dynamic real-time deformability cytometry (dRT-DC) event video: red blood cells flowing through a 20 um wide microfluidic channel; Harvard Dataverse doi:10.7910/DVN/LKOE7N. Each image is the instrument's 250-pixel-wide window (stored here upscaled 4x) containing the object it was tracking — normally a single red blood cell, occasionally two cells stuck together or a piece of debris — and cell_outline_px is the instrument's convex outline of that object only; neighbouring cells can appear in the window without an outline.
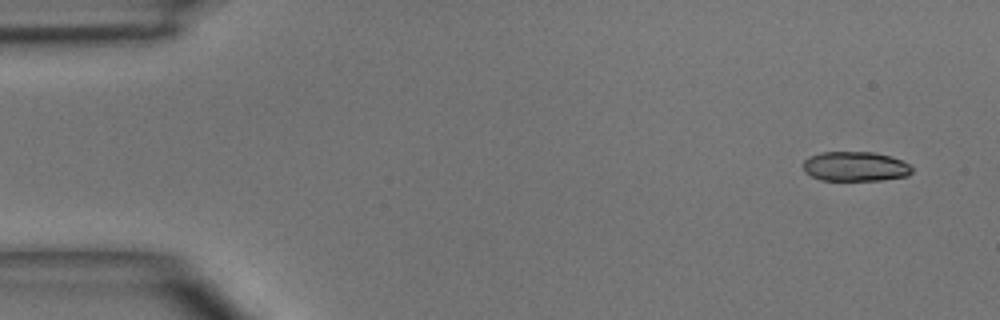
{"species": "common noctule bat (a hibernating species)", "species_latin": "Nyctalus noctula", "temperature_condition": "room temperature", "stored_images_in_passage": 4, "camera_frame_rate_fps": 3000, "um_per_image_px": 0.085, "animal": {"sex": "male", "body_mass_g": 15.6}, "frame": {"image": 1, "passage_image": 1, "time_ms": 0.0, "image_size_px": [1000, 320], "cell_outline_px": [[912, 172], [908, 176], [880, 180], [820, 180], [804, 172], [804, 160], [808, 156], [820, 152], [872, 152], [892, 156], [908, 164], [912, 168]], "centroid_in_image_um": [72.68, 14.14], "position_along_channel_um": 12.3, "area_um2": 18.84}}
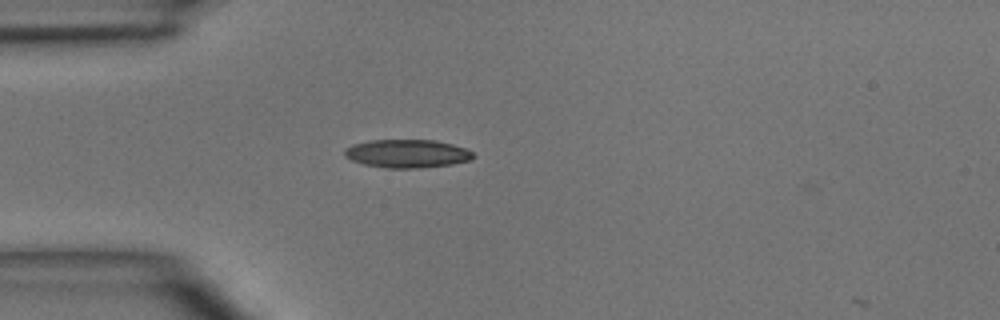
{"frame": {"image": 2, "passage_image": 4, "time_ms": 3.333, "image_size_px": [1000, 320], "cell_outline_px": [[476, 156], [472, 160], [452, 164], [412, 168], [384, 168], [364, 164], [352, 160], [344, 156], [344, 148], [352, 144], [368, 140], [436, 140], [452, 144], [464, 148], [472, 152]], "centroid_in_image_um": [34.59, 13.05], "position_along_channel_um": 50.4, "area_um2": 21.27}}